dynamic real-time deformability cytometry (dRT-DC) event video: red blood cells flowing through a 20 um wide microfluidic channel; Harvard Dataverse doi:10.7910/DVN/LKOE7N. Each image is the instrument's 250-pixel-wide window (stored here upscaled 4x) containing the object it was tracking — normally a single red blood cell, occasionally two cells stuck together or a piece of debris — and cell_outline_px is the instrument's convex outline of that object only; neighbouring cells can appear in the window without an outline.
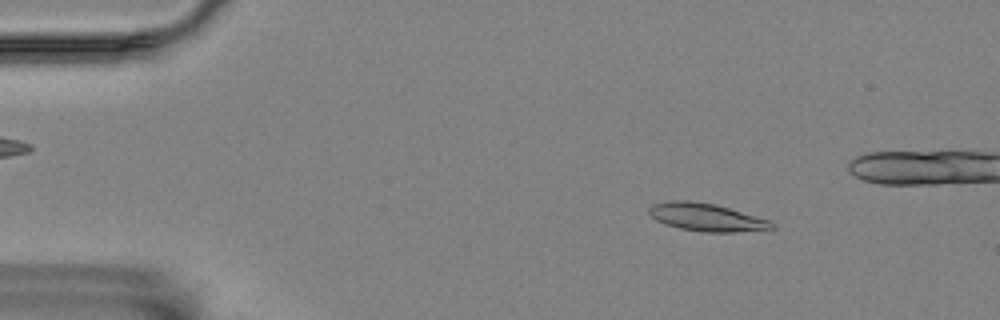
{"species": "Egyptian fruit bat (a non-hibernating species)", "species_latin": "Rousettus aegyptiacus", "temperature_condition": "room temperature", "stored_images_in_passage": 58, "camera_frame_rate_fps": 3000, "um_per_image_px": 0.085, "animal": {"sex": "female"}, "frame": {"image": 1, "passage_image": 8, "time_ms": 2.333, "image_size_px": [1000, 320], "cell_outline_px": [[776, 228], [732, 232], [704, 232], [680, 228], [664, 224], [656, 220], [648, 212], [648, 208], [652, 204], [668, 200], [688, 200], [716, 204], [772, 220], [776, 224]], "centroid_in_image_um": [60.06, 18.45], "position_along_channel_um": 24.9, "area_um2": 20.11}}
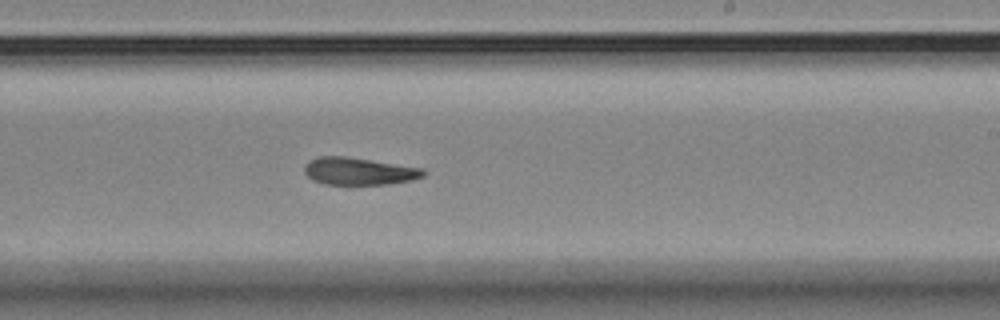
{"frame": {"image": 2, "passage_image": 34, "time_ms": 11.0, "image_size_px": [1000, 320], "cell_outline_px": [[424, 176], [412, 180], [388, 184], [324, 184], [312, 180], [304, 172], [304, 164], [320, 156], [344, 156], [424, 168]], "centroid_in_image_um": [30.5, 14.55], "position_along_channel_um": 258.5, "area_um2": 18.84}}
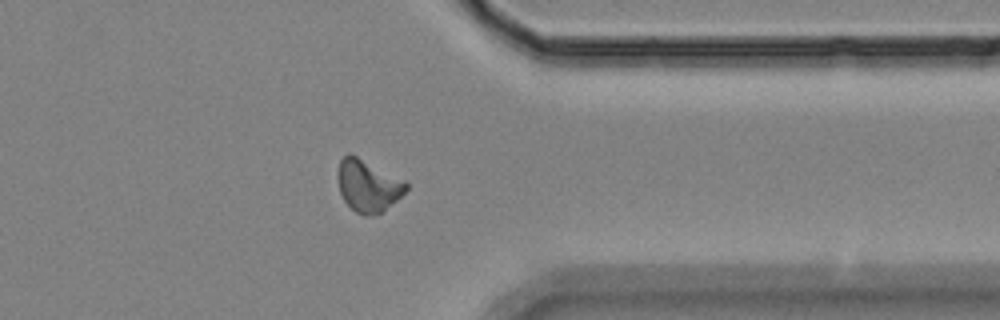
{"frame": {"image": 3, "passage_image": 45, "time_ms": 14.667, "image_size_px": [1000, 320], "cell_outline_px": [[408, 188], [396, 200], [380, 212], [372, 216], [364, 216], [356, 212], [344, 200], [340, 192], [336, 176], [340, 160], [348, 152], [352, 152], [404, 180], [408, 184]], "centroid_in_image_um": [31.24, 15.74], "position_along_channel_um": 380.2, "area_um2": 20.81}, "authors_computed_cell_mechanics": {"area_um2": 19.5364, "velocity_mm_per_s": 3.49, "shape_relaxation_time_tau1_ms": 8.0832, "shape_relaxation_time_tau2_ms": null, "deformation_change_tau1": 0.1982, "deformation_change_tau2": null}}